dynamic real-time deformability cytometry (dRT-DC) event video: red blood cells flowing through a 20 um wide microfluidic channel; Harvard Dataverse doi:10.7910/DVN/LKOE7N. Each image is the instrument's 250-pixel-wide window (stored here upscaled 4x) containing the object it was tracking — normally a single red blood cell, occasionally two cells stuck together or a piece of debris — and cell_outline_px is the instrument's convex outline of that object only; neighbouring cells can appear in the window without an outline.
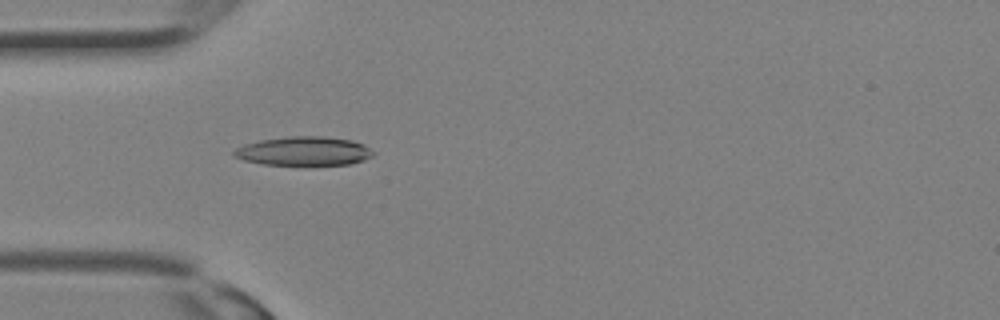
{"species": "Egyptian fruit bat (a non-hibernating species)", "species_latin": "Rousettus aegyptiacus", "temperature_condition": "room temperature", "stored_images_in_passage": 3, "camera_frame_rate_fps": 3000, "um_per_image_px": 0.085, "animal": {"sex": "female"}, "frame": {"image": 1, "passage_image": 1, "time_ms": 0.0, "image_size_px": [1000, 320], "cell_outline_px": [[376, 152], [372, 156], [364, 160], [348, 164], [308, 168], [264, 164], [244, 160], [232, 156], [232, 152], [236, 148], [244, 144], [260, 140], [288, 136], [324, 136], [352, 140], [364, 144]], "centroid_in_image_um": [25.84, 12.89], "position_along_channel_um": 59.2, "area_um2": 24.62}}
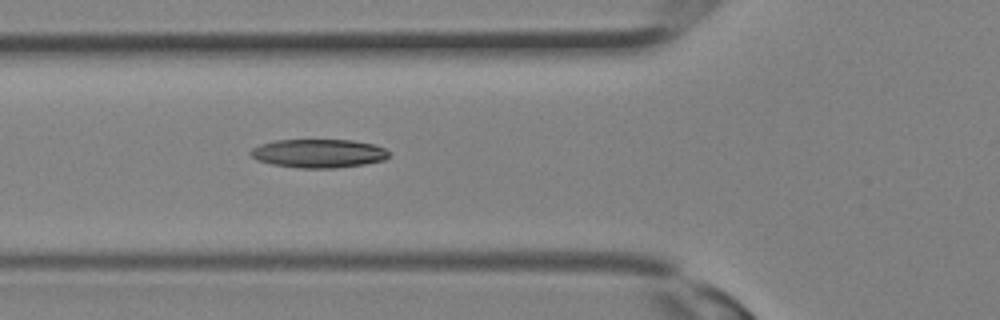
{"frame": {"image": 2, "passage_image": 3, "time_ms": 0.667, "image_size_px": [1000, 320], "cell_outline_px": [[392, 152], [384, 160], [364, 164], [336, 168], [296, 168], [272, 164], [256, 160], [248, 152], [252, 148], [260, 144], [276, 140], [352, 140], [372, 144], [384, 148]], "centroid_in_image_um": [27.07, 13.04], "position_along_channel_um": 98.7, "area_um2": 23.18}}